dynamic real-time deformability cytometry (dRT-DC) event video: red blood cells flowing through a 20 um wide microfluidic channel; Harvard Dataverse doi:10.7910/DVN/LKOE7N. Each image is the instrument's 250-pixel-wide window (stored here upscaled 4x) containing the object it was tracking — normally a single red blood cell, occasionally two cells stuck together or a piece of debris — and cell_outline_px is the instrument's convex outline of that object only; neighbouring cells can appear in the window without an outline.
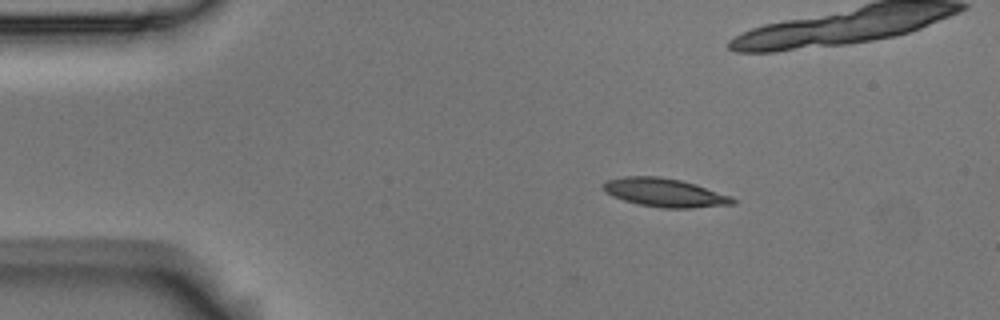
{"species": "Egyptian fruit bat (a non-hibernating species)", "species_latin": "Rousettus aegyptiacus", "temperature_condition": "room temperature", "stored_images_in_passage": 4, "camera_frame_rate_fps": 3000, "um_per_image_px": 0.085, "animal": {"sex": "male"}, "frame": {"image": 1, "passage_image": 2, "time_ms": 0.333, "image_size_px": [1000, 320], "cell_outline_px": [[736, 204], [692, 208], [664, 208], [640, 204], [624, 200], [612, 196], [604, 188], [604, 184], [608, 180], [624, 176], [660, 176], [680, 180], [696, 184], [732, 196], [736, 200]], "centroid_in_image_um": [56.57, 16.37], "position_along_channel_um": 28.4, "area_um2": 21.39}}